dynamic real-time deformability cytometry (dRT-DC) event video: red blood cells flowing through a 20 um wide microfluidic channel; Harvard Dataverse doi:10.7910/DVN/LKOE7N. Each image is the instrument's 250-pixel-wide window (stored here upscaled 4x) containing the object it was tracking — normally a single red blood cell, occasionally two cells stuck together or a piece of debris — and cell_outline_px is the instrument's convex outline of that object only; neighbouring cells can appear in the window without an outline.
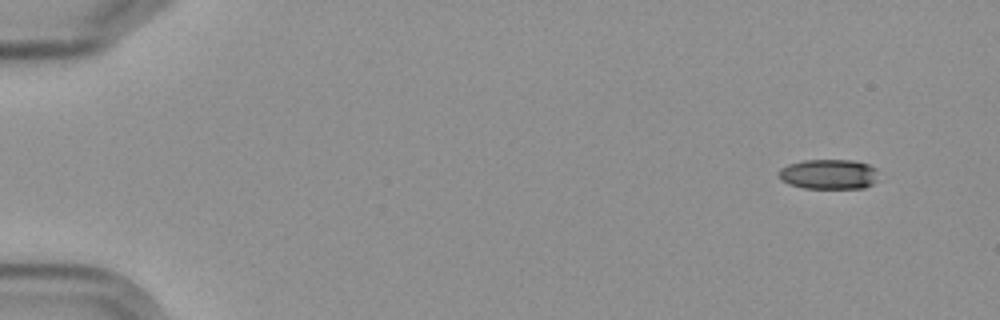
{"species": "Egyptian fruit bat (a non-hibernating species)", "species_latin": "Rousettus aegyptiacus", "temperature_condition": "cold", "stored_images_in_passage": 4, "camera_frame_rate_fps": 3000, "um_per_image_px": 0.085, "frame": {"image": 1, "passage_image": 1, "time_ms": 0.0, "image_size_px": [1000, 320], "cell_outline_px": [[876, 180], [872, 184], [864, 188], [804, 188], [788, 184], [780, 176], [780, 168], [788, 164], [804, 160], [852, 160], [868, 164], [876, 168]], "centroid_in_image_um": [70.46, 14.8], "position_along_channel_um": 14.5, "area_um2": 17.28}}